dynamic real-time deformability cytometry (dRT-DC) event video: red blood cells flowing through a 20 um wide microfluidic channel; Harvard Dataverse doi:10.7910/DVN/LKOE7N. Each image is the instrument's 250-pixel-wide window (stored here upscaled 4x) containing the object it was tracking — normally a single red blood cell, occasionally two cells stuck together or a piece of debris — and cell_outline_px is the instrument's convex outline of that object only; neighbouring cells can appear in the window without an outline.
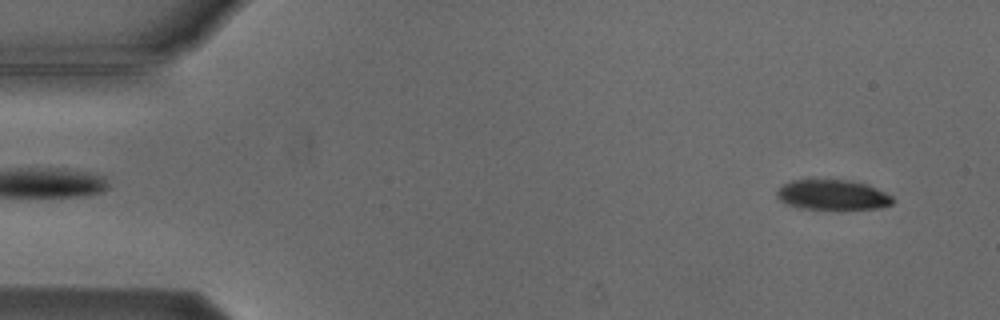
{"species": "Egyptian fruit bat (a non-hibernating species)", "species_latin": "Rousettus aegyptiacus", "temperature_condition": "cold", "stored_images_in_passage": 6, "camera_frame_rate_fps": 3000, "um_per_image_px": 0.085, "animal": {"sex": "male"}, "frame": {"image": 1, "passage_image": 1, "time_ms": 0.0, "image_size_px": [1000, 320], "cell_outline_px": [[896, 200], [892, 204], [880, 208], [840, 212], [800, 208], [788, 204], [780, 200], [776, 196], [776, 192], [784, 184], [792, 180], [844, 180], [864, 184], [876, 188], [892, 196]], "centroid_in_image_um": [70.81, 16.63], "position_along_channel_um": 14.2, "area_um2": 20.98}}
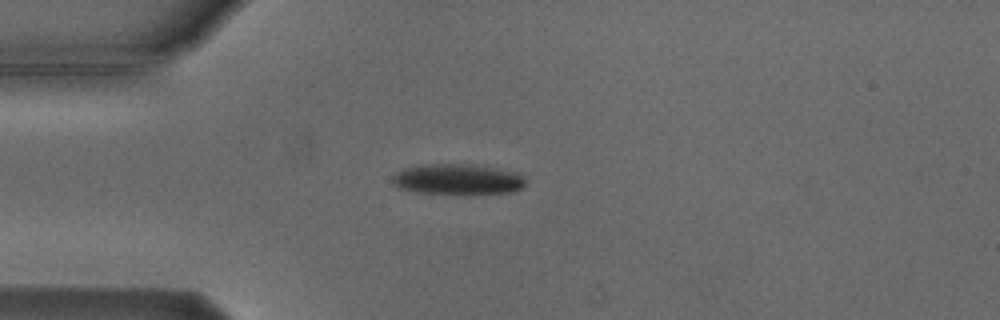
{"frame": {"image": 2, "passage_image": 3, "time_ms": 3.333, "image_size_px": [1000, 320], "cell_outline_px": [[528, 184], [524, 188], [512, 192], [468, 196], [416, 192], [396, 188], [392, 184], [392, 176], [396, 172], [404, 168], [420, 164], [472, 164], [516, 172], [524, 176]], "centroid_in_image_um": [38.92, 15.28], "position_along_channel_um": 46.1, "area_um2": 24.91}}
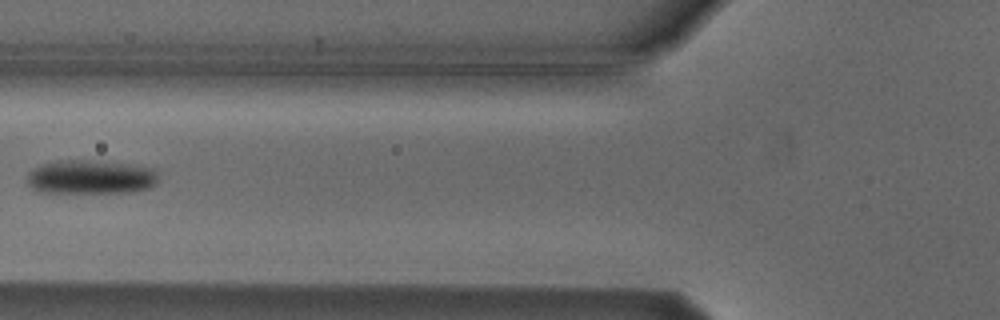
{"frame": {"image": 3, "passage_image": 5, "time_ms": 5.667, "image_size_px": [1000, 320], "cell_outline_px": [[156, 184], [148, 188], [128, 192], [40, 192], [32, 188], [28, 184], [28, 172], [32, 168], [44, 164], [60, 160], [96, 160], [128, 164], [156, 168]], "centroid_in_image_um": [7.7, 15.04], "position_along_channel_um": 118.1, "area_um2": 25.95}}